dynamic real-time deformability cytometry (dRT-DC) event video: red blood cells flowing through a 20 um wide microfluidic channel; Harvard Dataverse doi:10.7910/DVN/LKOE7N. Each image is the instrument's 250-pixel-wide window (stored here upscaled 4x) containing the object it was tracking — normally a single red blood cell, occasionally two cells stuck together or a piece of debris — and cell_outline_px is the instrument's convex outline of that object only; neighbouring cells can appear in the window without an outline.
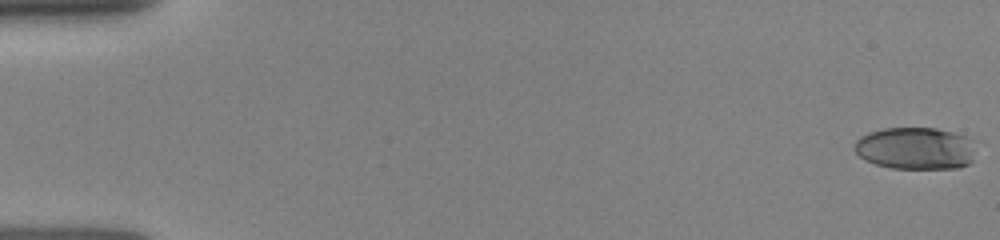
{"species": "human", "species_latin": "Homo sapiens", "temperature_condition": "room temperature", "stored_images_in_passage": 39, "camera_frame_rate_fps": 3000, "um_per_image_px": 0.085, "donor": {"sex": "female"}, "frame": {"image": 1, "passage_image": 1, "time_ms": 0.0, "image_size_px": [1000, 240], "cell_outline_px": [[972, 160], [968, 164], [960, 168], [892, 168], [876, 164], [864, 160], [856, 152], [856, 140], [860, 136], [868, 132], [884, 128], [936, 128], [952, 132], [964, 136], [972, 152]], "centroid_in_image_um": [77.73, 12.61], "position_along_channel_um": 7.3, "area_um2": 29.25}}
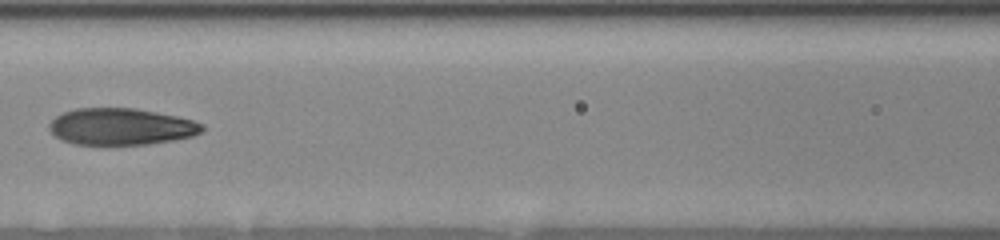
{"frame": {"image": 2, "passage_image": 22, "time_ms": 7.333, "image_size_px": [1000, 240], "cell_outline_px": [[204, 128], [200, 132], [192, 136], [172, 140], [148, 144], [76, 144], [60, 140], [48, 128], [48, 124], [56, 116], [64, 112], [76, 108], [136, 108], [176, 116], [192, 120], [204, 124]], "centroid_in_image_um": [10.27, 10.75], "position_along_channel_um": 156.3, "area_um2": 32.54}}
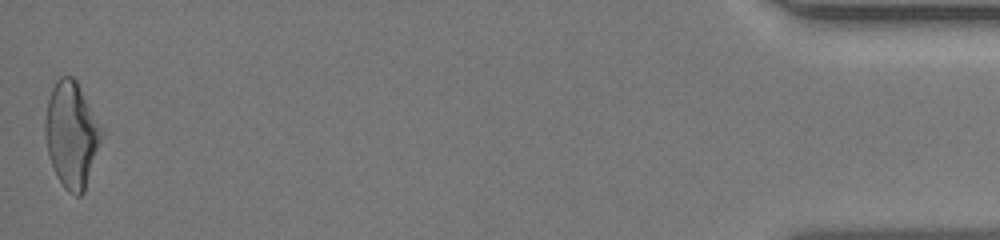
{"frame": {"image": 3, "passage_image": 39, "time_ms": 16.0, "image_size_px": [1000, 240], "cell_outline_px": [[104, 132], [84, 192], [80, 196], [76, 196], [68, 192], [64, 188], [56, 176], [48, 152], [44, 132], [44, 124], [48, 100], [52, 88], [56, 80], [60, 76], [72, 76], [76, 80], [104, 128]], "centroid_in_image_um": [6.1, 11.43], "position_along_channel_um": 429.1, "area_um2": 34.97}}